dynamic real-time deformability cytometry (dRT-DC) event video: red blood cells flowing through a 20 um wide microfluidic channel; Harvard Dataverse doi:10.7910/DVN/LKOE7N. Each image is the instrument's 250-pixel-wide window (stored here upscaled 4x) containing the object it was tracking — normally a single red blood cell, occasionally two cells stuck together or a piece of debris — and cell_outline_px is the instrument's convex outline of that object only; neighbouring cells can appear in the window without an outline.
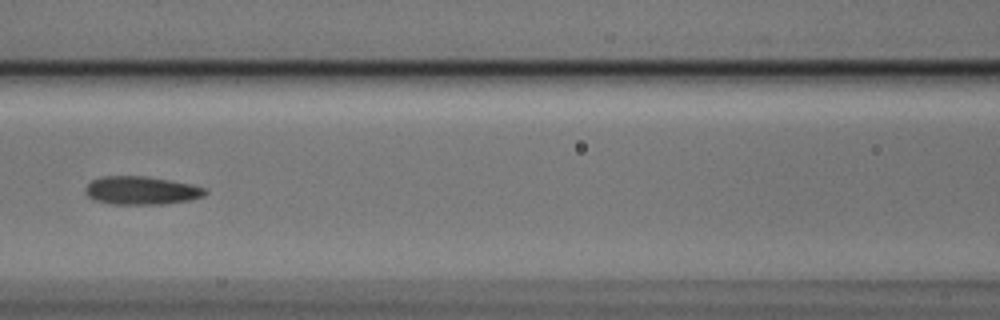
{"species": "Egyptian fruit bat (a non-hibernating species)", "species_latin": "Rousettus aegyptiacus", "temperature_condition": "cold", "stored_images_in_passage": 4, "camera_frame_rate_fps": 3000, "um_per_image_px": 0.085, "animal": {"sex": "male"}, "frame": {"image": 1, "passage_image": 4, "time_ms": 1.0, "image_size_px": [1000, 320], "cell_outline_px": [[208, 192], [204, 196], [188, 200], [164, 204], [108, 204], [96, 200], [88, 196], [84, 192], [84, 188], [92, 180], [104, 176], [144, 176], [192, 184], [208, 188]], "centroid_in_image_um": [12.03, 16.19], "position_along_channel_um": 154.6, "area_um2": 19.77}}